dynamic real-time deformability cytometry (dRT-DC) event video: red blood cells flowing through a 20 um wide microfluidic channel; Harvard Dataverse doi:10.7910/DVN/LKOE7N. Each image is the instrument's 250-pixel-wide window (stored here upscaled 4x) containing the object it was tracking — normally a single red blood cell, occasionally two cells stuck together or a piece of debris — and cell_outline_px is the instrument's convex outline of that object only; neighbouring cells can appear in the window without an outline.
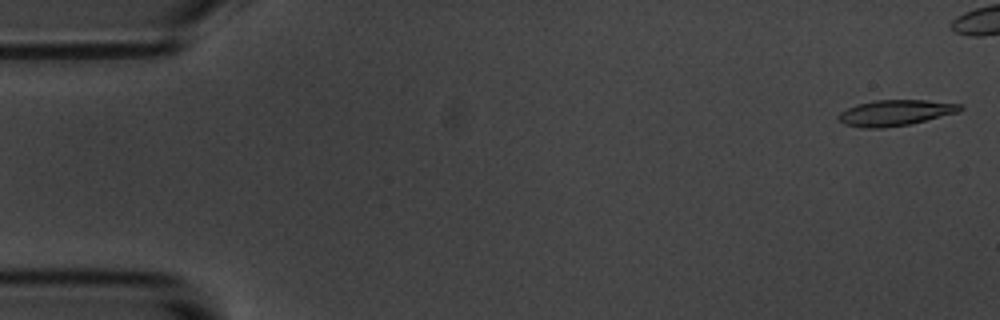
{"species": "common noctule bat (a hibernating species)", "species_latin": "Nyctalus noctula", "temperature_condition": "room temperature", "stored_images_in_passage": 4, "camera_frame_rate_fps": 3000, "um_per_image_px": 0.085, "animal": {"sex": "male", "body_mass_g": 20.1, "forearm_length_mm": 53.5}, "frame": {"image": 1, "passage_image": 1, "time_ms": 0.0, "image_size_px": [1000, 320], "cell_outline_px": [[964, 108], [960, 112], [912, 124], [884, 128], [864, 128], [844, 124], [836, 116], [840, 112], [856, 104], [876, 100], [924, 100], [960, 104]], "centroid_in_image_um": [76.12, 9.59], "position_along_channel_um": 8.9, "area_um2": 18.44}}